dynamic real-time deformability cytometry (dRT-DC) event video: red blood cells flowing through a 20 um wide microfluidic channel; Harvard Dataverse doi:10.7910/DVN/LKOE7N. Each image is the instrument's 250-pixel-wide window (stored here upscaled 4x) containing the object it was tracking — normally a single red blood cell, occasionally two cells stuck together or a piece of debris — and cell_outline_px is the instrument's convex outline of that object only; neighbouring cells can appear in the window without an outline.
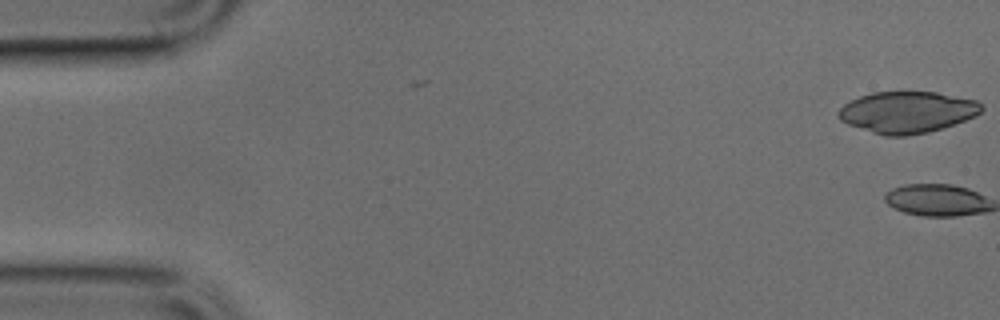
{"species": "common noctule bat (a hibernating species)", "species_latin": "Nyctalus noctula", "temperature_condition": "cold", "stored_images_in_passage": 6, "camera_frame_rate_fps": 3000, "um_per_image_px": 0.085, "animal": {"sex": "male", "body_mass_g": 17.9, "forearm_length_mm": 54.2}, "frame": {"image": 1, "passage_image": 6, "time_ms": 1.667, "image_size_px": [1000, 320], "cell_outline_px": [[984, 108], [976, 116], [928, 132], [904, 136], [884, 136], [848, 124], [840, 120], [840, 108], [844, 104], [860, 96], [872, 92], [936, 92], [976, 100]], "centroid_in_image_um": [77.12, 9.53], "position_along_channel_um": 7.9, "area_um2": 34.16}}